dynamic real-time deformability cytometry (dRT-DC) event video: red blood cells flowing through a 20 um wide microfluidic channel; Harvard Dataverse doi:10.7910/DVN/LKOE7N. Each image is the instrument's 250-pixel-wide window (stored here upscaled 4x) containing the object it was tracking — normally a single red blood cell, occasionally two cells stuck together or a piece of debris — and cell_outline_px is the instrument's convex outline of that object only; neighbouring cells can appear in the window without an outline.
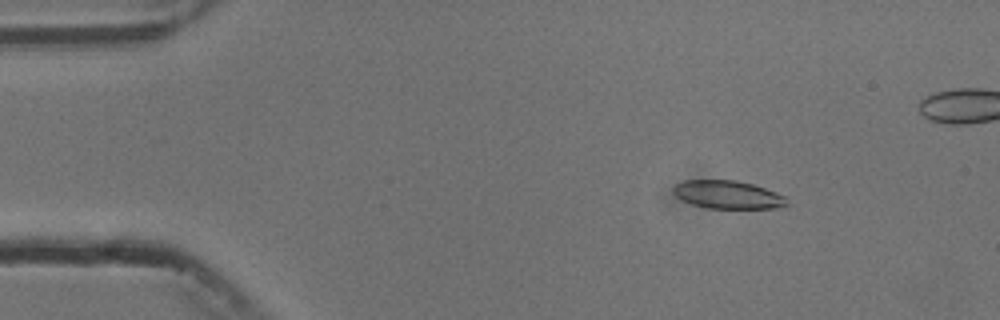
{"species": "common noctule bat (a hibernating species)", "species_latin": "Nyctalus noctula", "temperature_condition": "cold", "stored_images_in_passage": 7, "camera_frame_rate_fps": 3000, "um_per_image_px": 0.085, "animal": {"sex": "male", "body_mass_g": 13.3}, "frame": {"image": 1, "passage_image": 1, "time_ms": 0.0, "image_size_px": [1000, 320], "cell_outline_px": [[788, 204], [776, 208], [708, 208], [692, 204], [676, 196], [672, 192], [672, 188], [676, 184], [684, 180], [736, 180], [752, 184], [788, 196]], "centroid_in_image_um": [61.88, 16.54], "position_along_channel_um": 23.1, "area_um2": 18.61}}
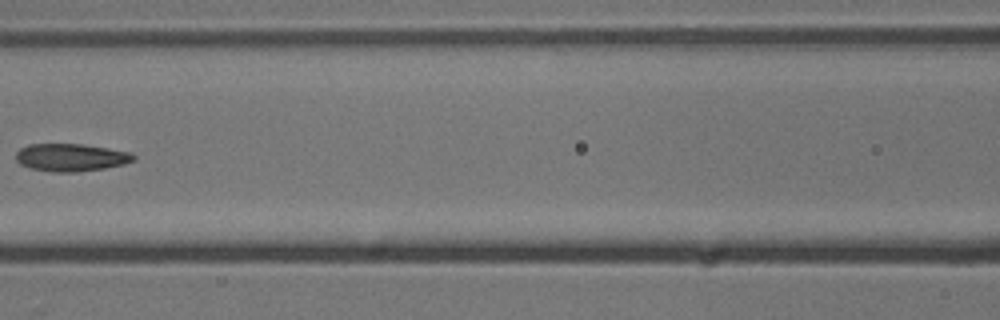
{"frame": {"image": 2, "passage_image": 6, "time_ms": 5.667, "image_size_px": [1000, 320], "cell_outline_px": [[136, 160], [124, 164], [104, 168], [76, 172], [52, 172], [32, 168], [20, 164], [16, 160], [16, 152], [20, 148], [28, 144], [80, 144], [108, 148], [132, 152], [136, 156]], "centroid_in_image_um": [6.05, 13.38], "position_along_channel_um": 160.5, "area_um2": 19.02}}
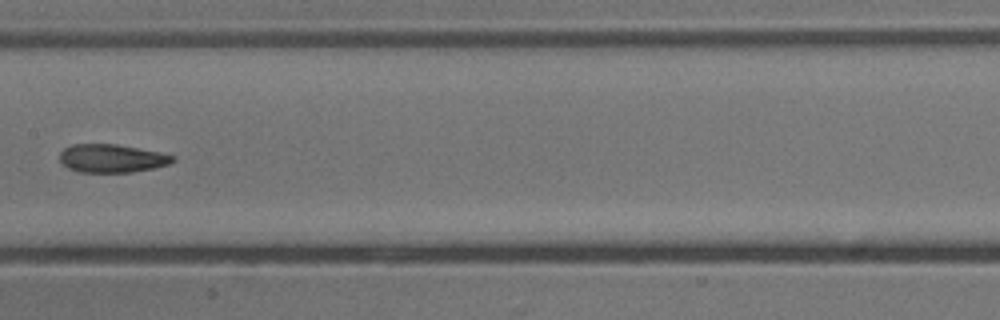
{"frame": {"image": 3, "passage_image": 7, "time_ms": 6.667, "image_size_px": [1000, 320], "cell_outline_px": [[176, 160], [168, 164], [152, 168], [132, 172], [80, 172], [68, 168], [60, 160], [60, 152], [64, 148], [72, 144], [116, 144], [176, 156]], "centroid_in_image_um": [9.48, 13.46], "position_along_channel_um": 197.9, "area_um2": 18.38}}